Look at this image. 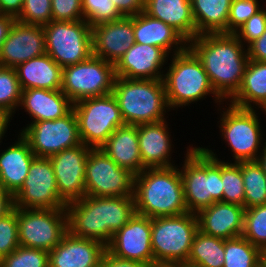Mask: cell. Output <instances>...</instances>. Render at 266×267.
<instances>
[{"label": "cell", "mask_w": 266, "mask_h": 267, "mask_svg": "<svg viewBox=\"0 0 266 267\" xmlns=\"http://www.w3.org/2000/svg\"><path fill=\"white\" fill-rule=\"evenodd\" d=\"M245 47L233 33L200 34L188 42L225 104L241 86L249 60Z\"/></svg>", "instance_id": "cell-1"}, {"label": "cell", "mask_w": 266, "mask_h": 267, "mask_svg": "<svg viewBox=\"0 0 266 267\" xmlns=\"http://www.w3.org/2000/svg\"><path fill=\"white\" fill-rule=\"evenodd\" d=\"M178 167L145 168L134 175L133 197L137 214L153 219L188 212Z\"/></svg>", "instance_id": "cell-2"}, {"label": "cell", "mask_w": 266, "mask_h": 267, "mask_svg": "<svg viewBox=\"0 0 266 267\" xmlns=\"http://www.w3.org/2000/svg\"><path fill=\"white\" fill-rule=\"evenodd\" d=\"M170 57L171 64H168L169 68L163 77L166 100L170 110L190 106L191 103L194 104L201 99L203 101L207 95H211L217 105L225 102L215 92L202 63L188 47Z\"/></svg>", "instance_id": "cell-3"}, {"label": "cell", "mask_w": 266, "mask_h": 267, "mask_svg": "<svg viewBox=\"0 0 266 267\" xmlns=\"http://www.w3.org/2000/svg\"><path fill=\"white\" fill-rule=\"evenodd\" d=\"M112 94L117 99L126 125L167 120L168 107L163 79H128L117 77Z\"/></svg>", "instance_id": "cell-4"}, {"label": "cell", "mask_w": 266, "mask_h": 267, "mask_svg": "<svg viewBox=\"0 0 266 267\" xmlns=\"http://www.w3.org/2000/svg\"><path fill=\"white\" fill-rule=\"evenodd\" d=\"M180 167L184 198L188 212L197 214L215 202L222 201L221 161L202 147L189 145Z\"/></svg>", "instance_id": "cell-5"}, {"label": "cell", "mask_w": 266, "mask_h": 267, "mask_svg": "<svg viewBox=\"0 0 266 267\" xmlns=\"http://www.w3.org/2000/svg\"><path fill=\"white\" fill-rule=\"evenodd\" d=\"M198 230L197 215L190 212L151 219L154 265L187 260Z\"/></svg>", "instance_id": "cell-6"}, {"label": "cell", "mask_w": 266, "mask_h": 267, "mask_svg": "<svg viewBox=\"0 0 266 267\" xmlns=\"http://www.w3.org/2000/svg\"><path fill=\"white\" fill-rule=\"evenodd\" d=\"M221 105L218 121L221 138L233 152L234 163L258 160L264 145L263 129L256 109H243ZM225 108V109H224ZM260 121V122H259ZM263 140V141H262ZM263 142V144H261Z\"/></svg>", "instance_id": "cell-7"}, {"label": "cell", "mask_w": 266, "mask_h": 267, "mask_svg": "<svg viewBox=\"0 0 266 267\" xmlns=\"http://www.w3.org/2000/svg\"><path fill=\"white\" fill-rule=\"evenodd\" d=\"M81 142L100 148L118 128L125 125L117 99L111 93L80 100L73 104Z\"/></svg>", "instance_id": "cell-8"}, {"label": "cell", "mask_w": 266, "mask_h": 267, "mask_svg": "<svg viewBox=\"0 0 266 267\" xmlns=\"http://www.w3.org/2000/svg\"><path fill=\"white\" fill-rule=\"evenodd\" d=\"M115 78L114 64L92 54L80 63L62 68L61 91L75 104L111 94Z\"/></svg>", "instance_id": "cell-9"}, {"label": "cell", "mask_w": 266, "mask_h": 267, "mask_svg": "<svg viewBox=\"0 0 266 267\" xmlns=\"http://www.w3.org/2000/svg\"><path fill=\"white\" fill-rule=\"evenodd\" d=\"M46 53L62 68L93 54L92 27L85 20L50 21L42 26Z\"/></svg>", "instance_id": "cell-10"}, {"label": "cell", "mask_w": 266, "mask_h": 267, "mask_svg": "<svg viewBox=\"0 0 266 267\" xmlns=\"http://www.w3.org/2000/svg\"><path fill=\"white\" fill-rule=\"evenodd\" d=\"M20 246L50 252L68 231L66 207L62 209L17 208Z\"/></svg>", "instance_id": "cell-11"}, {"label": "cell", "mask_w": 266, "mask_h": 267, "mask_svg": "<svg viewBox=\"0 0 266 267\" xmlns=\"http://www.w3.org/2000/svg\"><path fill=\"white\" fill-rule=\"evenodd\" d=\"M134 174L119 167L101 148H91L86 159L85 195L133 196Z\"/></svg>", "instance_id": "cell-12"}, {"label": "cell", "mask_w": 266, "mask_h": 267, "mask_svg": "<svg viewBox=\"0 0 266 267\" xmlns=\"http://www.w3.org/2000/svg\"><path fill=\"white\" fill-rule=\"evenodd\" d=\"M36 157H46L80 145L78 122L72 109L56 120L32 122L20 130Z\"/></svg>", "instance_id": "cell-13"}, {"label": "cell", "mask_w": 266, "mask_h": 267, "mask_svg": "<svg viewBox=\"0 0 266 267\" xmlns=\"http://www.w3.org/2000/svg\"><path fill=\"white\" fill-rule=\"evenodd\" d=\"M15 208L62 209L52 162L46 157H35L31 162L27 178L14 194Z\"/></svg>", "instance_id": "cell-14"}, {"label": "cell", "mask_w": 266, "mask_h": 267, "mask_svg": "<svg viewBox=\"0 0 266 267\" xmlns=\"http://www.w3.org/2000/svg\"><path fill=\"white\" fill-rule=\"evenodd\" d=\"M106 250L113 256L154 265L151 247V218L135 213L134 216L117 231Z\"/></svg>", "instance_id": "cell-15"}, {"label": "cell", "mask_w": 266, "mask_h": 267, "mask_svg": "<svg viewBox=\"0 0 266 267\" xmlns=\"http://www.w3.org/2000/svg\"><path fill=\"white\" fill-rule=\"evenodd\" d=\"M68 231L77 237L100 241L107 246L113 233L106 227L105 197L83 196L66 204Z\"/></svg>", "instance_id": "cell-16"}, {"label": "cell", "mask_w": 266, "mask_h": 267, "mask_svg": "<svg viewBox=\"0 0 266 267\" xmlns=\"http://www.w3.org/2000/svg\"><path fill=\"white\" fill-rule=\"evenodd\" d=\"M90 149L81 143L49 157L60 198L65 204L85 196L86 159Z\"/></svg>", "instance_id": "cell-17"}, {"label": "cell", "mask_w": 266, "mask_h": 267, "mask_svg": "<svg viewBox=\"0 0 266 267\" xmlns=\"http://www.w3.org/2000/svg\"><path fill=\"white\" fill-rule=\"evenodd\" d=\"M46 53L42 26L15 21L0 48V66L16 68Z\"/></svg>", "instance_id": "cell-18"}, {"label": "cell", "mask_w": 266, "mask_h": 267, "mask_svg": "<svg viewBox=\"0 0 266 267\" xmlns=\"http://www.w3.org/2000/svg\"><path fill=\"white\" fill-rule=\"evenodd\" d=\"M168 58L160 47L135 42L114 65L115 75L128 79H163L166 69H162Z\"/></svg>", "instance_id": "cell-19"}, {"label": "cell", "mask_w": 266, "mask_h": 267, "mask_svg": "<svg viewBox=\"0 0 266 267\" xmlns=\"http://www.w3.org/2000/svg\"><path fill=\"white\" fill-rule=\"evenodd\" d=\"M135 43L133 16L92 27L93 55L116 64Z\"/></svg>", "instance_id": "cell-20"}, {"label": "cell", "mask_w": 266, "mask_h": 267, "mask_svg": "<svg viewBox=\"0 0 266 267\" xmlns=\"http://www.w3.org/2000/svg\"><path fill=\"white\" fill-rule=\"evenodd\" d=\"M106 246L100 241L80 238L67 231L48 252L49 267H101Z\"/></svg>", "instance_id": "cell-21"}, {"label": "cell", "mask_w": 266, "mask_h": 267, "mask_svg": "<svg viewBox=\"0 0 266 267\" xmlns=\"http://www.w3.org/2000/svg\"><path fill=\"white\" fill-rule=\"evenodd\" d=\"M245 208L226 202H215L196 215L198 229L209 236L222 239L240 237L244 230Z\"/></svg>", "instance_id": "cell-22"}, {"label": "cell", "mask_w": 266, "mask_h": 267, "mask_svg": "<svg viewBox=\"0 0 266 267\" xmlns=\"http://www.w3.org/2000/svg\"><path fill=\"white\" fill-rule=\"evenodd\" d=\"M168 121L138 125L139 151L144 168H167L177 166L171 154L172 141ZM170 133V134H169ZM173 151V152H172ZM174 163V164H173Z\"/></svg>", "instance_id": "cell-23"}, {"label": "cell", "mask_w": 266, "mask_h": 267, "mask_svg": "<svg viewBox=\"0 0 266 267\" xmlns=\"http://www.w3.org/2000/svg\"><path fill=\"white\" fill-rule=\"evenodd\" d=\"M18 108L25 109L32 122L56 120L73 109V102L61 90L31 88L22 90Z\"/></svg>", "instance_id": "cell-24"}, {"label": "cell", "mask_w": 266, "mask_h": 267, "mask_svg": "<svg viewBox=\"0 0 266 267\" xmlns=\"http://www.w3.org/2000/svg\"><path fill=\"white\" fill-rule=\"evenodd\" d=\"M133 31L136 43L160 47L169 56L188 47V42L175 29L145 12L133 16Z\"/></svg>", "instance_id": "cell-25"}, {"label": "cell", "mask_w": 266, "mask_h": 267, "mask_svg": "<svg viewBox=\"0 0 266 267\" xmlns=\"http://www.w3.org/2000/svg\"><path fill=\"white\" fill-rule=\"evenodd\" d=\"M18 134L15 143L0 150V188L13 195L22 187L31 162L36 157L29 143Z\"/></svg>", "instance_id": "cell-26"}, {"label": "cell", "mask_w": 266, "mask_h": 267, "mask_svg": "<svg viewBox=\"0 0 266 267\" xmlns=\"http://www.w3.org/2000/svg\"><path fill=\"white\" fill-rule=\"evenodd\" d=\"M119 167L137 175L145 168L139 151L138 126L118 127L100 147Z\"/></svg>", "instance_id": "cell-27"}, {"label": "cell", "mask_w": 266, "mask_h": 267, "mask_svg": "<svg viewBox=\"0 0 266 267\" xmlns=\"http://www.w3.org/2000/svg\"><path fill=\"white\" fill-rule=\"evenodd\" d=\"M144 12L171 26L187 42L196 37L190 0H145Z\"/></svg>", "instance_id": "cell-28"}, {"label": "cell", "mask_w": 266, "mask_h": 267, "mask_svg": "<svg viewBox=\"0 0 266 267\" xmlns=\"http://www.w3.org/2000/svg\"><path fill=\"white\" fill-rule=\"evenodd\" d=\"M15 70L22 90H61L62 67L47 53L19 64Z\"/></svg>", "instance_id": "cell-29"}, {"label": "cell", "mask_w": 266, "mask_h": 267, "mask_svg": "<svg viewBox=\"0 0 266 267\" xmlns=\"http://www.w3.org/2000/svg\"><path fill=\"white\" fill-rule=\"evenodd\" d=\"M228 102L243 109L266 110V62L248 60L241 86Z\"/></svg>", "instance_id": "cell-30"}, {"label": "cell", "mask_w": 266, "mask_h": 267, "mask_svg": "<svg viewBox=\"0 0 266 267\" xmlns=\"http://www.w3.org/2000/svg\"><path fill=\"white\" fill-rule=\"evenodd\" d=\"M196 36L207 33H227L232 0H190Z\"/></svg>", "instance_id": "cell-31"}, {"label": "cell", "mask_w": 266, "mask_h": 267, "mask_svg": "<svg viewBox=\"0 0 266 267\" xmlns=\"http://www.w3.org/2000/svg\"><path fill=\"white\" fill-rule=\"evenodd\" d=\"M224 240L198 230L191 245L188 261L204 267H223L225 261Z\"/></svg>", "instance_id": "cell-32"}, {"label": "cell", "mask_w": 266, "mask_h": 267, "mask_svg": "<svg viewBox=\"0 0 266 267\" xmlns=\"http://www.w3.org/2000/svg\"><path fill=\"white\" fill-rule=\"evenodd\" d=\"M245 188L244 208L266 204V175L257 161L240 162Z\"/></svg>", "instance_id": "cell-33"}, {"label": "cell", "mask_w": 266, "mask_h": 267, "mask_svg": "<svg viewBox=\"0 0 266 267\" xmlns=\"http://www.w3.org/2000/svg\"><path fill=\"white\" fill-rule=\"evenodd\" d=\"M223 267H260L262 250L243 236L224 240Z\"/></svg>", "instance_id": "cell-34"}, {"label": "cell", "mask_w": 266, "mask_h": 267, "mask_svg": "<svg viewBox=\"0 0 266 267\" xmlns=\"http://www.w3.org/2000/svg\"><path fill=\"white\" fill-rule=\"evenodd\" d=\"M210 156L221 161V180L223 186V198L222 202L237 204L244 207L245 200V188L243 185V177L240 169V162L234 163L221 160L216 155V152L202 147Z\"/></svg>", "instance_id": "cell-35"}, {"label": "cell", "mask_w": 266, "mask_h": 267, "mask_svg": "<svg viewBox=\"0 0 266 267\" xmlns=\"http://www.w3.org/2000/svg\"><path fill=\"white\" fill-rule=\"evenodd\" d=\"M133 196L105 197L106 227L115 234L134 216Z\"/></svg>", "instance_id": "cell-36"}, {"label": "cell", "mask_w": 266, "mask_h": 267, "mask_svg": "<svg viewBox=\"0 0 266 267\" xmlns=\"http://www.w3.org/2000/svg\"><path fill=\"white\" fill-rule=\"evenodd\" d=\"M22 89L15 68L0 66V111L12 117L19 108Z\"/></svg>", "instance_id": "cell-37"}, {"label": "cell", "mask_w": 266, "mask_h": 267, "mask_svg": "<svg viewBox=\"0 0 266 267\" xmlns=\"http://www.w3.org/2000/svg\"><path fill=\"white\" fill-rule=\"evenodd\" d=\"M242 236L262 251L266 250V204L245 209Z\"/></svg>", "instance_id": "cell-38"}, {"label": "cell", "mask_w": 266, "mask_h": 267, "mask_svg": "<svg viewBox=\"0 0 266 267\" xmlns=\"http://www.w3.org/2000/svg\"><path fill=\"white\" fill-rule=\"evenodd\" d=\"M0 267H49L48 252L19 245L11 254L0 259Z\"/></svg>", "instance_id": "cell-39"}, {"label": "cell", "mask_w": 266, "mask_h": 267, "mask_svg": "<svg viewBox=\"0 0 266 267\" xmlns=\"http://www.w3.org/2000/svg\"><path fill=\"white\" fill-rule=\"evenodd\" d=\"M81 2L84 20L91 27L123 17L112 0H81Z\"/></svg>", "instance_id": "cell-40"}, {"label": "cell", "mask_w": 266, "mask_h": 267, "mask_svg": "<svg viewBox=\"0 0 266 267\" xmlns=\"http://www.w3.org/2000/svg\"><path fill=\"white\" fill-rule=\"evenodd\" d=\"M16 20L32 25H47L52 21L51 0H25Z\"/></svg>", "instance_id": "cell-41"}, {"label": "cell", "mask_w": 266, "mask_h": 267, "mask_svg": "<svg viewBox=\"0 0 266 267\" xmlns=\"http://www.w3.org/2000/svg\"><path fill=\"white\" fill-rule=\"evenodd\" d=\"M17 208L0 219V259L11 254L18 246Z\"/></svg>", "instance_id": "cell-42"}, {"label": "cell", "mask_w": 266, "mask_h": 267, "mask_svg": "<svg viewBox=\"0 0 266 267\" xmlns=\"http://www.w3.org/2000/svg\"><path fill=\"white\" fill-rule=\"evenodd\" d=\"M262 7L258 0H232L227 33H234Z\"/></svg>", "instance_id": "cell-43"}, {"label": "cell", "mask_w": 266, "mask_h": 267, "mask_svg": "<svg viewBox=\"0 0 266 267\" xmlns=\"http://www.w3.org/2000/svg\"><path fill=\"white\" fill-rule=\"evenodd\" d=\"M266 3V2H265ZM266 6V5H263ZM266 31V8L262 7L233 34L248 47Z\"/></svg>", "instance_id": "cell-44"}, {"label": "cell", "mask_w": 266, "mask_h": 267, "mask_svg": "<svg viewBox=\"0 0 266 267\" xmlns=\"http://www.w3.org/2000/svg\"><path fill=\"white\" fill-rule=\"evenodd\" d=\"M53 21L84 20L81 0H51Z\"/></svg>", "instance_id": "cell-45"}, {"label": "cell", "mask_w": 266, "mask_h": 267, "mask_svg": "<svg viewBox=\"0 0 266 267\" xmlns=\"http://www.w3.org/2000/svg\"><path fill=\"white\" fill-rule=\"evenodd\" d=\"M122 16L131 17L145 11V0H112Z\"/></svg>", "instance_id": "cell-46"}, {"label": "cell", "mask_w": 266, "mask_h": 267, "mask_svg": "<svg viewBox=\"0 0 266 267\" xmlns=\"http://www.w3.org/2000/svg\"><path fill=\"white\" fill-rule=\"evenodd\" d=\"M249 60L266 62V31L247 47Z\"/></svg>", "instance_id": "cell-47"}, {"label": "cell", "mask_w": 266, "mask_h": 267, "mask_svg": "<svg viewBox=\"0 0 266 267\" xmlns=\"http://www.w3.org/2000/svg\"><path fill=\"white\" fill-rule=\"evenodd\" d=\"M101 267H150L140 262L124 260L111 255L107 250L104 253Z\"/></svg>", "instance_id": "cell-48"}, {"label": "cell", "mask_w": 266, "mask_h": 267, "mask_svg": "<svg viewBox=\"0 0 266 267\" xmlns=\"http://www.w3.org/2000/svg\"><path fill=\"white\" fill-rule=\"evenodd\" d=\"M25 0H0V14L17 18L22 11Z\"/></svg>", "instance_id": "cell-49"}, {"label": "cell", "mask_w": 266, "mask_h": 267, "mask_svg": "<svg viewBox=\"0 0 266 267\" xmlns=\"http://www.w3.org/2000/svg\"><path fill=\"white\" fill-rule=\"evenodd\" d=\"M15 209L14 195L0 188V219Z\"/></svg>", "instance_id": "cell-50"}, {"label": "cell", "mask_w": 266, "mask_h": 267, "mask_svg": "<svg viewBox=\"0 0 266 267\" xmlns=\"http://www.w3.org/2000/svg\"><path fill=\"white\" fill-rule=\"evenodd\" d=\"M16 18L9 15L0 14V48L8 36L11 27L15 23Z\"/></svg>", "instance_id": "cell-51"}, {"label": "cell", "mask_w": 266, "mask_h": 267, "mask_svg": "<svg viewBox=\"0 0 266 267\" xmlns=\"http://www.w3.org/2000/svg\"><path fill=\"white\" fill-rule=\"evenodd\" d=\"M12 118L13 117L10 114L0 111V145L2 139H4V135L6 134Z\"/></svg>", "instance_id": "cell-52"}, {"label": "cell", "mask_w": 266, "mask_h": 267, "mask_svg": "<svg viewBox=\"0 0 266 267\" xmlns=\"http://www.w3.org/2000/svg\"><path fill=\"white\" fill-rule=\"evenodd\" d=\"M265 145H263V149L258 157V162L261 164L263 170H264V173L266 175V140H265Z\"/></svg>", "instance_id": "cell-53"}, {"label": "cell", "mask_w": 266, "mask_h": 267, "mask_svg": "<svg viewBox=\"0 0 266 267\" xmlns=\"http://www.w3.org/2000/svg\"><path fill=\"white\" fill-rule=\"evenodd\" d=\"M180 267H204L200 264H196V263H193V262H190L188 260H185V261H180L179 263H177Z\"/></svg>", "instance_id": "cell-54"}, {"label": "cell", "mask_w": 266, "mask_h": 267, "mask_svg": "<svg viewBox=\"0 0 266 267\" xmlns=\"http://www.w3.org/2000/svg\"><path fill=\"white\" fill-rule=\"evenodd\" d=\"M152 267H180V266L178 264L169 263V264H155Z\"/></svg>", "instance_id": "cell-55"}, {"label": "cell", "mask_w": 266, "mask_h": 267, "mask_svg": "<svg viewBox=\"0 0 266 267\" xmlns=\"http://www.w3.org/2000/svg\"><path fill=\"white\" fill-rule=\"evenodd\" d=\"M263 267H266V250L262 252V264Z\"/></svg>", "instance_id": "cell-56"}]
</instances>
